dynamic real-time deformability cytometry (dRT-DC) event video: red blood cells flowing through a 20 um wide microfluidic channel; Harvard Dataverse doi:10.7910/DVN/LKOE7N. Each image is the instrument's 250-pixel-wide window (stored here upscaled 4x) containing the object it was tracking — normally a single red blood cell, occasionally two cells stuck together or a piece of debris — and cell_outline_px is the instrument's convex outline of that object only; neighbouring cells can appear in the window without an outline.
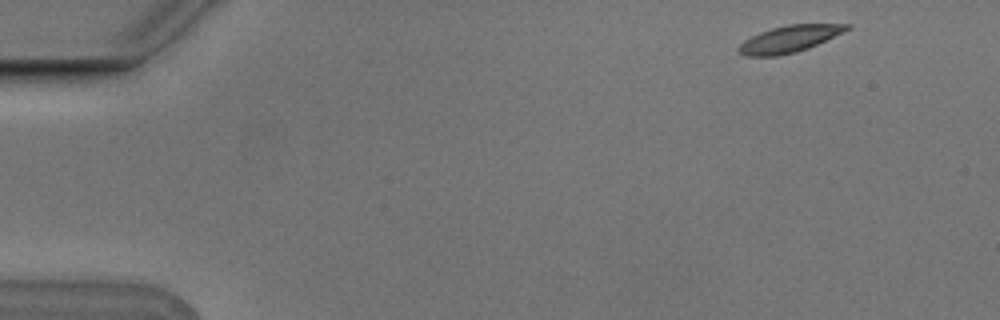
{"species": "Egyptian fruit bat (a non-hibernating species)", "species_latin": "Rousettus aegyptiacus", "temperature_condition": "cold", "stored_images_in_passage": 5, "camera_frame_rate_fps": 3000, "um_per_image_px": 0.085, "animal": {"sex": "male"}, "frame": {"image": 1, "passage_image": 1, "time_ms": 0.0, "image_size_px": [1000, 320], "cell_outline_px": [[852, 28], [808, 48], [796, 52], [776, 56], [744, 56], [736, 52], [736, 48], [744, 40], [760, 32], [772, 28], [788, 24], [852, 24]], "centroid_in_image_um": [67.06, 3.31], "position_along_channel_um": 17.9, "area_um2": 16.88}}
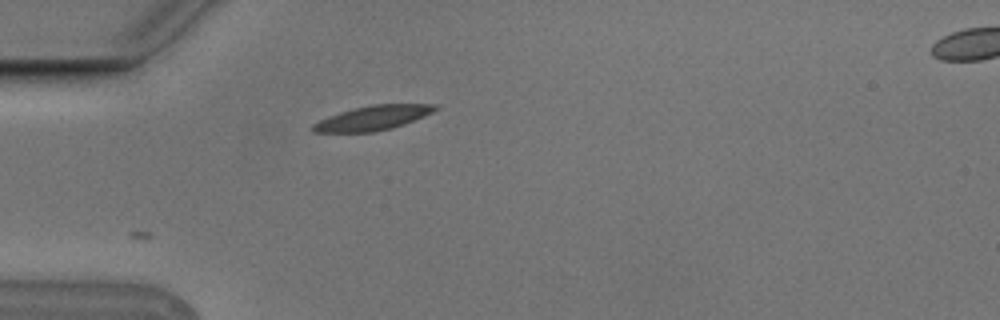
{"frame": {"image": 2, "passage_image": 4, "time_ms": 1.0, "image_size_px": [1000, 320], "cell_outline_px": [[440, 108], [424, 116], [404, 124], [392, 128], [372, 132], [312, 132], [312, 124], [328, 116], [340, 112], [372, 104], [436, 104]], "centroid_in_image_um": [31.71, 10.02], "position_along_channel_um": 53.3, "area_um2": 17.34}}